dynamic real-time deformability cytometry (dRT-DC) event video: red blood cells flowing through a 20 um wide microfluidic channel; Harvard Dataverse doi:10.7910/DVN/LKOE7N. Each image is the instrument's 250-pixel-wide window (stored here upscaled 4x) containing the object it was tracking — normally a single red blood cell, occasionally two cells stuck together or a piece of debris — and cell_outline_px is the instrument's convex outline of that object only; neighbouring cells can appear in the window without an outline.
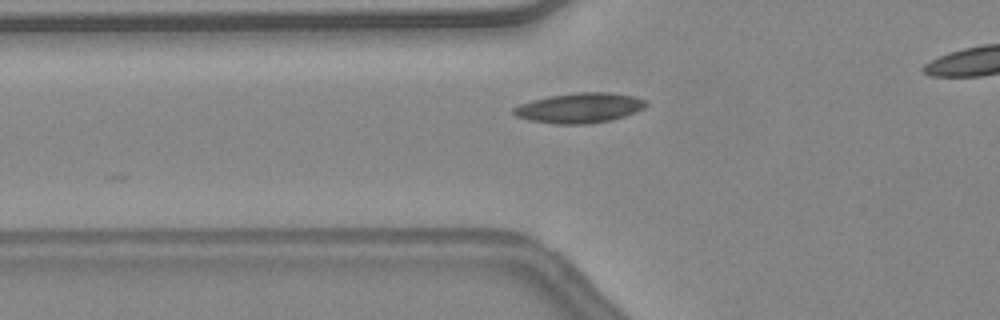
{"species": "common noctule bat (a hibernating species)", "species_latin": "Nyctalus noctula", "temperature_condition": "warm", "stored_images_in_passage": 16, "camera_frame_rate_fps": 3000, "um_per_image_px": 0.085, "animal": {"sex": "female", "body_mass_g": 24.6, "forearm_length_mm": 56.2}, "frame": {"image": 1, "passage_image": 3, "time_ms": 0.667, "image_size_px": [1000, 320], "cell_outline_px": [[648, 104], [644, 108], [636, 112], [612, 120], [588, 124], [556, 124], [528, 120], [516, 116], [512, 112], [512, 108], [520, 104], [532, 100], [548, 96], [576, 92], [608, 92], [632, 96], [648, 100]], "centroid_in_image_um": [49.27, 9.17], "position_along_channel_um": 76.5, "area_um2": 23.35}}